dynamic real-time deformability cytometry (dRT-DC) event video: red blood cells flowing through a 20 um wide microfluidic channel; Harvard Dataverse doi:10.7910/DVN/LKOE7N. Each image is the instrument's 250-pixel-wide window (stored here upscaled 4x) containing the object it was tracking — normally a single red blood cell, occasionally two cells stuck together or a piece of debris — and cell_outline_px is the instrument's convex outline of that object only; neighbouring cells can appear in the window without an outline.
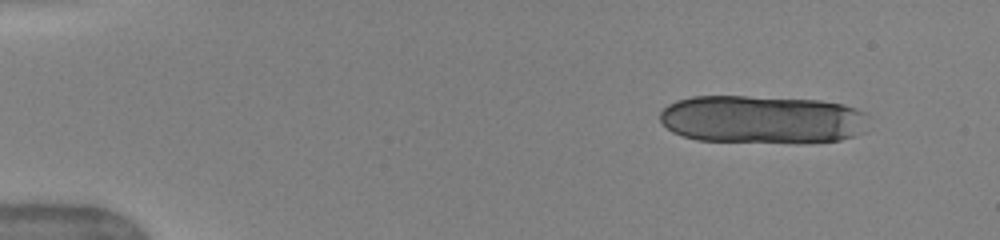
{"species": "human", "species_latin": "Homo sapiens", "temperature_condition": "warm", "stored_images_in_passage": 11, "camera_frame_rate_fps": 3000, "um_per_image_px": 0.085, "donor": {"sex": "female"}, "frame": {"image": 1, "passage_image": 1, "time_ms": 0.0, "image_size_px": [1000, 240], "cell_outline_px": [[868, 132], [840, 140], [696, 140], [672, 132], [660, 120], [660, 112], [668, 104], [676, 100], [692, 96], [748, 96], [820, 100], [844, 104], [856, 108], [864, 112]], "centroid_in_image_um": [64.77, 10.1], "position_along_channel_um": 20.2, "area_um2": 57.63}}